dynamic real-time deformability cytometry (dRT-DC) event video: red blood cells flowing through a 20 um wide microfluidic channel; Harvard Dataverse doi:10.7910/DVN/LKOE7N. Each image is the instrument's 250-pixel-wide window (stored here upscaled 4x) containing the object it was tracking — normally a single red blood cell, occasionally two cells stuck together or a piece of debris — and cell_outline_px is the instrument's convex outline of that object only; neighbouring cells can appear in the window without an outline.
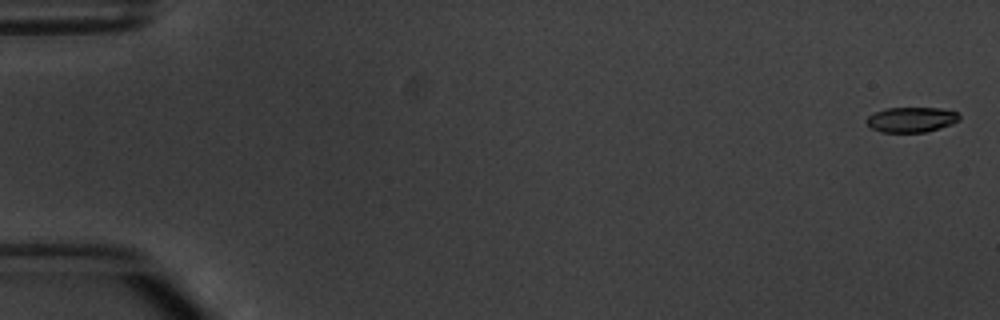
{"species": "common noctule bat (a hibernating species)", "species_latin": "Nyctalus noctula", "temperature_condition": "warm", "stored_images_in_passage": 5, "camera_frame_rate_fps": 3000, "um_per_image_px": 0.085, "animal": {"sex": "male", "body_mass_g": 20.1, "forearm_length_mm": 53.5}, "frame": {"image": 1, "passage_image": 1, "time_ms": 0.0, "image_size_px": [1000, 320], "cell_outline_px": [[960, 120], [952, 124], [940, 128], [924, 132], [880, 132], [872, 128], [868, 124], [868, 116], [884, 108], [940, 108], [956, 112], [960, 116]], "centroid_in_image_um": [77.49, 10.16], "position_along_channel_um": 7.5, "area_um2": 13.47}}
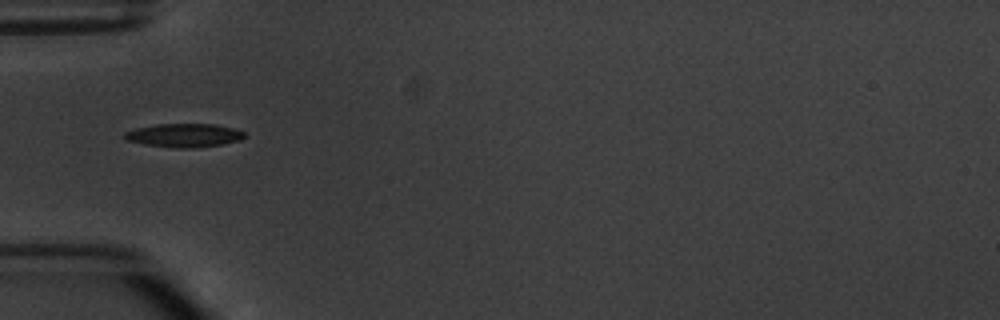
{"frame": {"image": 2, "passage_image": 5, "time_ms": 5.667, "image_size_px": [1000, 320], "cell_outline_px": [[244, 136], [240, 140], [220, 144], [192, 148], [180, 148], [144, 144], [124, 140], [124, 132], [136, 128], [156, 124], [216, 124], [232, 128], [244, 132]], "centroid_in_image_um": [15.6, 11.49], "position_along_channel_um": 69.4, "area_um2": 16.3}}